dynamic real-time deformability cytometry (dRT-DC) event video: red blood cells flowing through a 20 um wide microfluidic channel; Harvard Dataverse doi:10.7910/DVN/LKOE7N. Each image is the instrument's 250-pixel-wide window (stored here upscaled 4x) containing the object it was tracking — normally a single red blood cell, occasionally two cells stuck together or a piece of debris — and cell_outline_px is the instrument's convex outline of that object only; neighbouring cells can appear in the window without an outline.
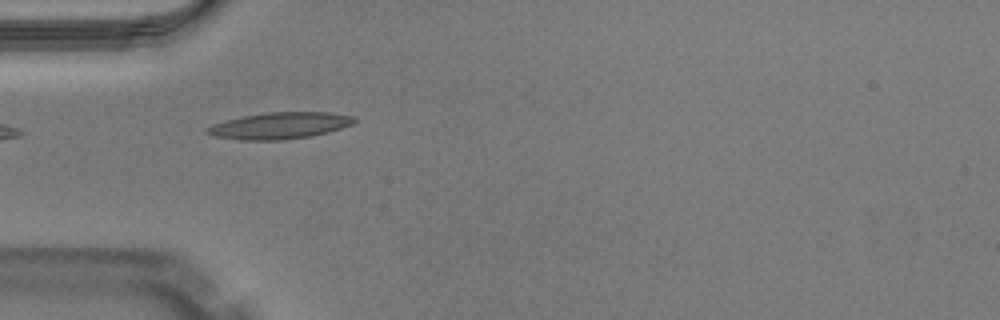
{"species": "Egyptian fruit bat (a non-hibernating species)", "species_latin": "Rousettus aegyptiacus", "temperature_condition": "warm", "stored_images_in_passage": 35, "camera_frame_rate_fps": 3000, "um_per_image_px": 0.085, "animal": {"sex": "male"}, "frame": {"image": 1, "passage_image": 1, "time_ms": 0.0, "image_size_px": [1000, 320], "cell_outline_px": [[356, 120], [352, 124], [328, 132], [312, 136], [284, 140], [240, 140], [216, 136], [204, 132], [204, 128], [212, 124], [244, 116], [268, 112], [328, 112], [352, 116]], "centroid_in_image_um": [23.75, 10.68], "position_along_channel_um": 61.3, "area_um2": 22.66}}
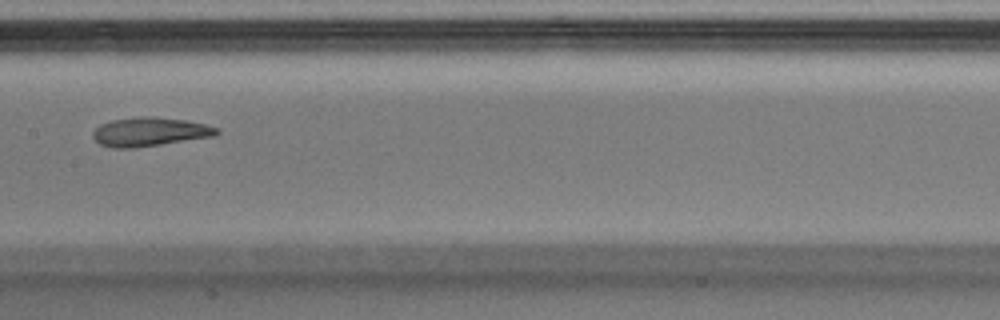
{"frame": {"image": 2, "passage_image": 11, "time_ms": 3.333, "image_size_px": [1000, 320], "cell_outline_px": [[220, 132], [216, 136], [136, 148], [112, 148], [100, 144], [92, 136], [92, 132], [100, 124], [112, 120], [136, 116], [152, 116], [184, 120], [204, 124], [220, 128]], "centroid_in_image_um": [12.73, 11.2], "position_along_channel_um": 194.7, "area_um2": 21.04}, "authors_computed_cell_mechanics": {"area_um2": 21.2126, "velocity_mm_per_s": 4.0406, "shape_relaxation_time_tau1_ms": null, "shape_relaxation_time_tau2_ms": 2.7046, "deformation_change_tau1": null, "deformation_change_tau2": 0.1118}}